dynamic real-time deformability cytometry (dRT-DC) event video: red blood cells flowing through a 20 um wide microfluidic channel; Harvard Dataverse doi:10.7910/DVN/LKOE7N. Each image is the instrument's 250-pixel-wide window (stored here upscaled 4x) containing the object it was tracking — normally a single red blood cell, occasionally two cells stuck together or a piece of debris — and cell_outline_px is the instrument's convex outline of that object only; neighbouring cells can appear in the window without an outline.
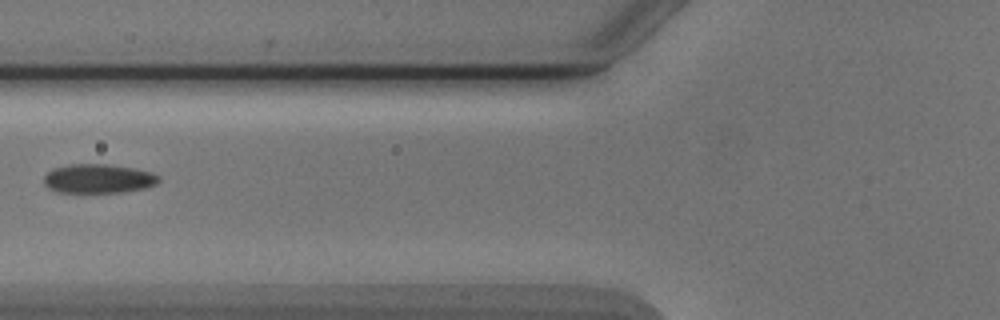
{"species": "Egyptian fruit bat (a non-hibernating species)", "species_latin": "Rousettus aegyptiacus", "temperature_condition": "cold", "stored_images_in_passage": 2, "camera_frame_rate_fps": 3000, "um_per_image_px": 0.085, "animal": {"sex": "male"}, "frame": {"image": 1, "passage_image": 2, "time_ms": 1.0, "image_size_px": [1000, 320], "cell_outline_px": [[160, 180], [156, 184], [144, 188], [124, 192], [56, 192], [48, 188], [44, 184], [44, 176], [52, 168], [68, 164], [104, 164], [132, 168], [152, 172], [160, 176]], "centroid_in_image_um": [8.34, 15.18], "position_along_channel_um": 117.5, "area_um2": 19.54}}